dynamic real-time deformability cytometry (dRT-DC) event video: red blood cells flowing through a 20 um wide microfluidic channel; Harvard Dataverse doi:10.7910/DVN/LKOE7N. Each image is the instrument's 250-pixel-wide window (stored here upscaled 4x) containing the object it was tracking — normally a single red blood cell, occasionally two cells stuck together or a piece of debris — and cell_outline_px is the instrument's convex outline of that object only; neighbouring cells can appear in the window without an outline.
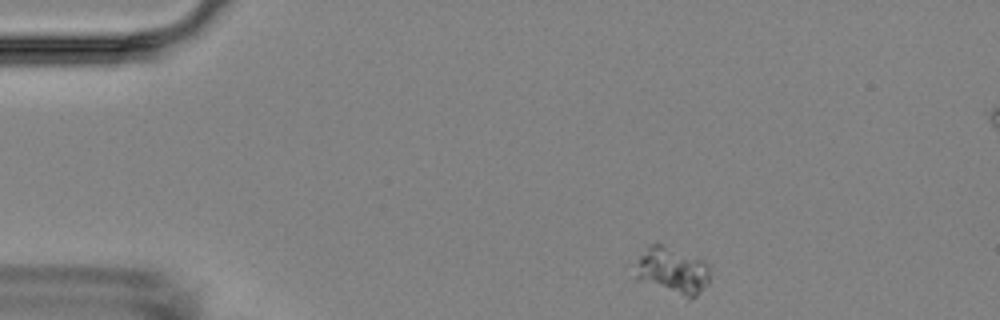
{"species": "Egyptian fruit bat (a non-hibernating species)", "species_latin": "Rousettus aegyptiacus", "temperature_condition": "room temperature", "stored_images_in_passage": 4, "camera_frame_rate_fps": 3000, "um_per_image_px": 0.085, "animal": {"sex": "female"}, "frame": {"image": 1, "passage_image": 1, "time_ms": 0.0, "image_size_px": [1000, 320], "cell_outline_px": [[708, 284], [692, 300], [688, 300], [636, 280], [636, 260], [648, 244], [664, 244], [704, 260], [708, 264]], "centroid_in_image_um": [57.13, 23.03], "position_along_channel_um": 27.9, "area_um2": 20.92}}